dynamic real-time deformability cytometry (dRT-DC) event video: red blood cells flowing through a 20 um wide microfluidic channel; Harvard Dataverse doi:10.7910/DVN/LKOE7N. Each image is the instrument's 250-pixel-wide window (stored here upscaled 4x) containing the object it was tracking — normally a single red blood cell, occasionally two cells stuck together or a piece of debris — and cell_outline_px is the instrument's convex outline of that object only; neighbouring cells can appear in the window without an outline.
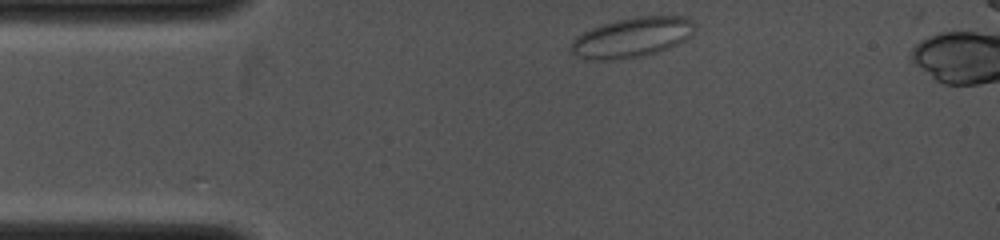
{"species": "common noctule bat (a hibernating species)", "species_latin": "Nyctalus noctula", "temperature_condition": "cold", "stored_images_in_passage": 15, "camera_frame_rate_fps": 4000, "um_per_image_px": 0.085, "animal": {"sex": "female", "body_mass_g": 19.0, "forearm_length_mm": 53.3}, "frame": {"image": 1, "passage_image": 1, "time_ms": 0.0, "image_size_px": [1000, 240], "cell_outline_px": [[696, 24], [692, 36], [660, 52], [644, 56], [612, 60], [592, 60], [576, 56], [568, 52], [568, 48], [572, 40], [576, 36], [592, 28], [616, 20], [632, 16], [684, 16], [692, 20]], "centroid_in_image_um": [53.71, 3.19], "position_along_channel_um": 31.3, "area_um2": 29.19}}
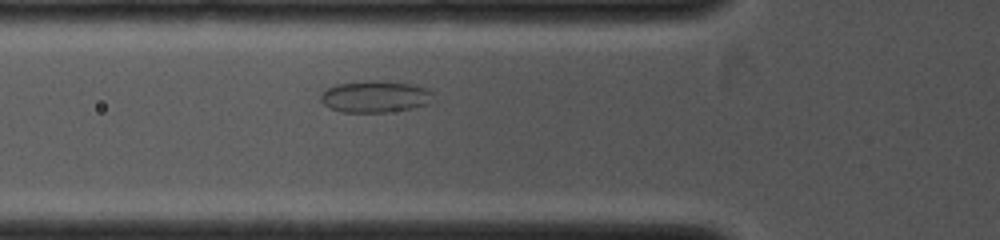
{"frame": {"image": 2, "passage_image": 13, "time_ms": 2.0, "image_size_px": [1000, 240], "cell_outline_px": [[432, 92], [428, 104], [412, 108], [384, 112], [340, 112], [328, 108], [320, 100], [320, 92], [336, 84], [364, 80], [376, 80], [416, 84]], "centroid_in_image_um": [31.82, 8.2], "position_along_channel_um": 94.0, "area_um2": 20.92}}